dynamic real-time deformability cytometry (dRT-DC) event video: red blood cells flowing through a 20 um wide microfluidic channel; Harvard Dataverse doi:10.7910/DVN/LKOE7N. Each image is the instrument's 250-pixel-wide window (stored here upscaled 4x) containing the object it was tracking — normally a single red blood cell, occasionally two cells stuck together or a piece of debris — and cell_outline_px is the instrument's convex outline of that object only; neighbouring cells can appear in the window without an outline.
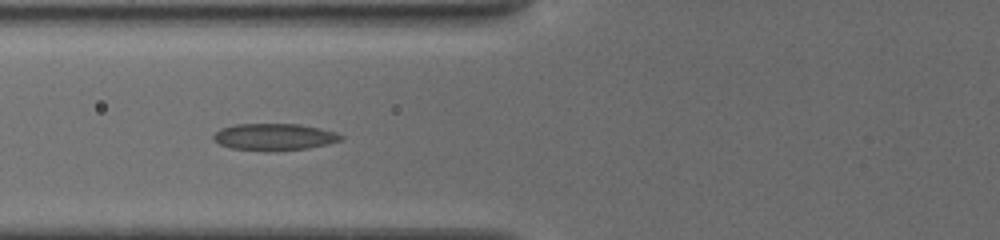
{"species": "common noctule bat (a hibernating species)", "species_latin": "Nyctalus noctula", "temperature_condition": "cold", "stored_images_in_passage": 34, "camera_frame_rate_fps": 3000, "um_per_image_px": 0.085, "animal": {"sex": "female", "body_mass_g": 19.5, "forearm_length_mm": 54.1}, "frame": {"image": 1, "passage_image": 33, "time_ms": 6.333, "image_size_px": [1000, 240], "cell_outline_px": [[344, 140], [328, 144], [308, 148], [276, 152], [264, 152], [232, 148], [220, 144], [212, 136], [220, 128], [236, 124], [300, 124], [320, 128], [336, 132], [344, 136]], "centroid_in_image_um": [23.36, 11.65], "position_along_channel_um": 102.4, "area_um2": 20.29}}